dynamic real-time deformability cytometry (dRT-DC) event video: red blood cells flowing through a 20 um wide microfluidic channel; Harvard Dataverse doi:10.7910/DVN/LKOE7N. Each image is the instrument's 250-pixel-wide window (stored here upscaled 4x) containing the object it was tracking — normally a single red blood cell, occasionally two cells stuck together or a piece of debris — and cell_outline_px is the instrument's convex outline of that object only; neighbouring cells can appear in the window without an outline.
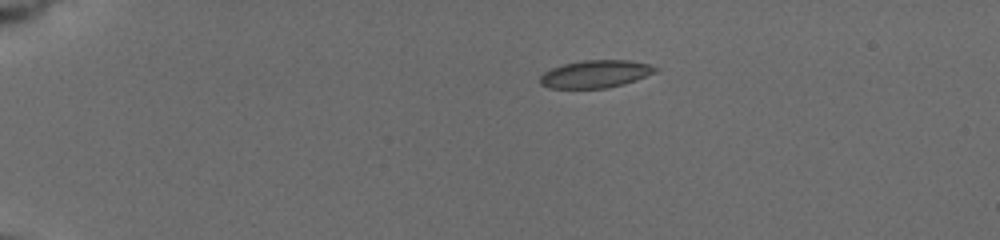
{"species": "common noctule bat (a hibernating species)", "species_latin": "Nyctalus noctula", "temperature_condition": "cold", "stored_images_in_passage": 17, "camera_frame_rate_fps": 3000, "um_per_image_px": 0.085, "animal": {"sex": "female", "body_mass_g": 19.5, "forearm_length_mm": 54.1}, "frame": {"image": 1, "passage_image": 1, "time_ms": 0.0, "image_size_px": [1000, 240], "cell_outline_px": [[660, 68], [656, 72], [636, 80], [624, 84], [608, 88], [548, 88], [540, 84], [540, 76], [544, 72], [552, 68], [564, 64], [584, 60], [628, 60], [652, 64]], "centroid_in_image_um": [50.65, 6.29], "position_along_channel_um": 34.3, "area_um2": 18.67}}
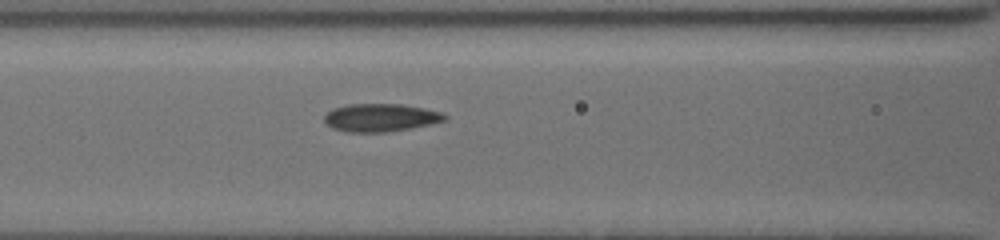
{"frame": {"image": 2, "passage_image": 12, "time_ms": 4.667, "image_size_px": [1000, 240], "cell_outline_px": [[448, 116], [444, 120], [432, 124], [388, 132], [348, 132], [332, 128], [324, 120], [324, 116], [328, 112], [336, 108], [348, 104], [400, 104], [424, 108], [440, 112]], "centroid_in_image_um": [32.36, 10.0], "position_along_channel_um": 134.2, "area_um2": 19.42}}
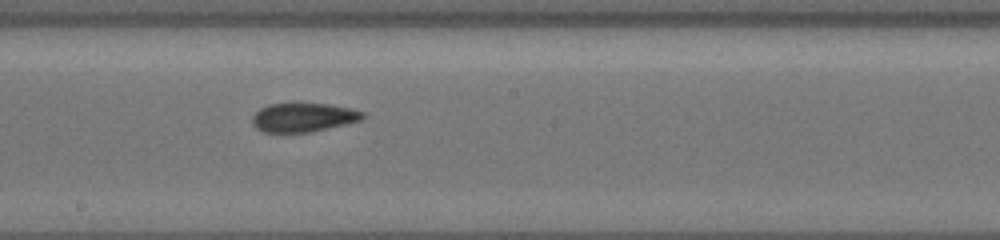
{"frame": {"image": 3, "passage_image": 17, "time_ms": 7.0, "image_size_px": [1000, 240], "cell_outline_px": [[368, 116], [364, 120], [348, 124], [308, 132], [264, 132], [256, 128], [252, 124], [252, 116], [260, 108], [268, 104], [328, 104], [348, 108], [364, 112]], "centroid_in_image_um": [25.82, 9.98], "position_along_channel_um": 222.4, "area_um2": 18.61}}